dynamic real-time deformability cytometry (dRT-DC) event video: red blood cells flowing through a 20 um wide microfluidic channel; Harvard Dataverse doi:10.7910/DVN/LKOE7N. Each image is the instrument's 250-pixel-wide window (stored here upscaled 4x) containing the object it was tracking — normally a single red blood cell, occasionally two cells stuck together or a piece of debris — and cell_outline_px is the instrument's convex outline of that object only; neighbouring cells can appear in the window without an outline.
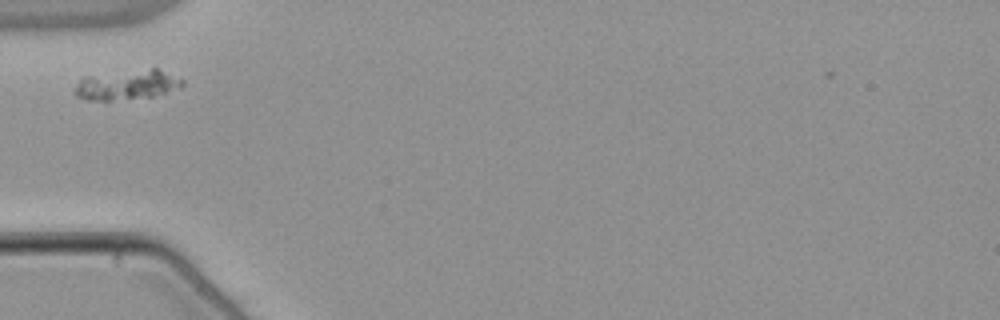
{"species": "common noctule bat (a hibernating species)", "species_latin": "Nyctalus noctula", "temperature_condition": "warm", "stored_images_in_passage": 38, "camera_frame_rate_fps": 3000, "um_per_image_px": 0.085, "animal": {"sex": "male", "body_mass_g": 21.5, "forearm_length_mm": 52.0}, "frame": {"image": 1, "passage_image": 1, "time_ms": 0.0, "image_size_px": [1000, 320], "cell_outline_px": [[184, 84], [180, 88], [152, 96], [112, 100], [88, 100], [76, 96], [76, 84], [80, 80], [88, 76], [152, 68], [156, 68], [184, 80]], "centroid_in_image_um": [10.83, 7.21], "position_along_channel_um": 74.2, "area_um2": 18.15}}
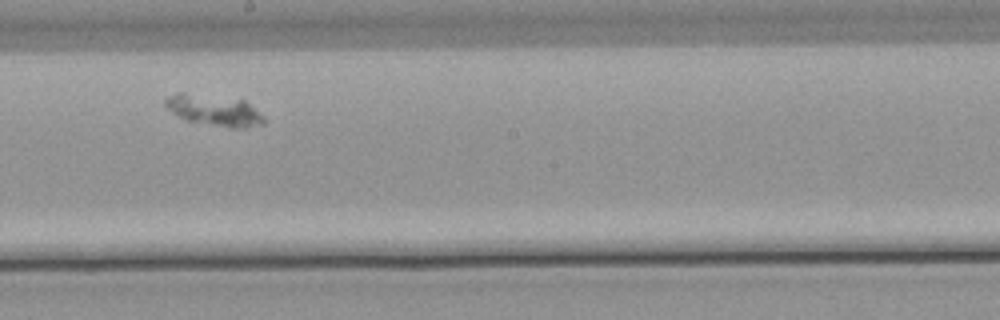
{"frame": {"image": 2, "passage_image": 14, "time_ms": 4.333, "image_size_px": [1000, 320], "cell_outline_px": [[264, 124], [248, 128], [228, 128], [184, 120], [172, 112], [164, 104], [164, 100], [168, 96], [180, 92], [184, 92], [244, 100], [264, 116]], "centroid_in_image_um": [18.2, 9.39], "position_along_channel_um": 230.0, "area_um2": 17.92}}
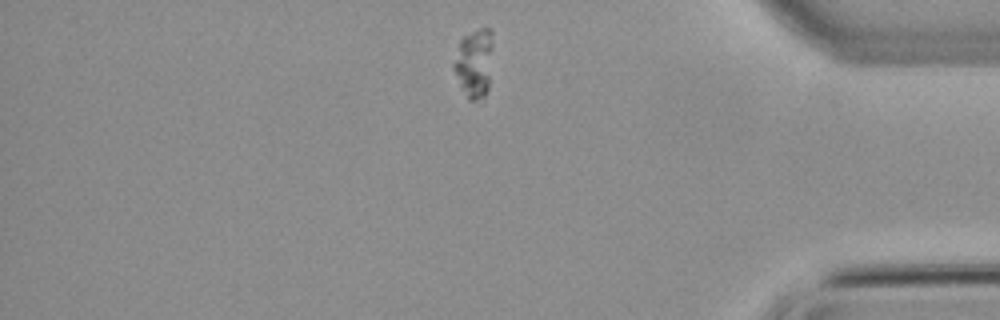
{"frame": {"image": 3, "passage_image": 30, "time_ms": 9.667, "image_size_px": [1000, 320], "cell_outline_px": [[492, 48], [488, 88], [484, 96], [476, 100], [468, 100], [452, 68], [452, 64], [460, 40], [464, 36], [480, 28], [492, 28]], "centroid_in_image_um": [40.3, 5.34], "position_along_channel_um": 394.9, "area_um2": 15.55}}